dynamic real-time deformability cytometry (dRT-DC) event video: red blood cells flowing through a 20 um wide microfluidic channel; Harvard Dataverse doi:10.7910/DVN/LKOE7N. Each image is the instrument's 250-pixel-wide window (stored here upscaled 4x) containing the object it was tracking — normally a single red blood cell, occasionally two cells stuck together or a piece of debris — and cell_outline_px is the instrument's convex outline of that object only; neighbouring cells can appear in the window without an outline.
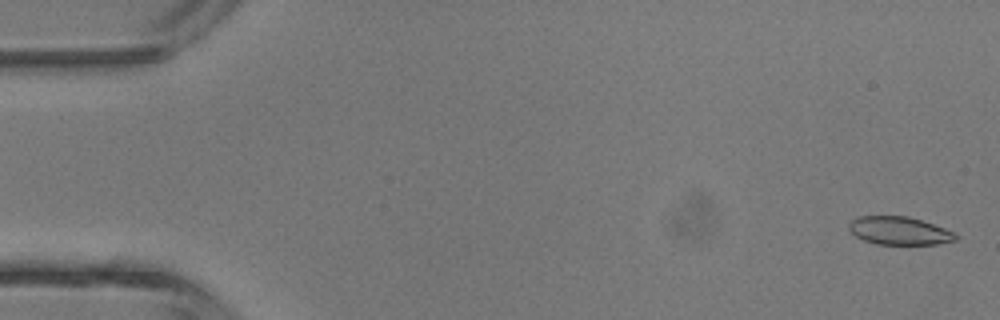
{"species": "common noctule bat (a hibernating species)", "species_latin": "Nyctalus noctula", "temperature_condition": "room temperature", "stored_images_in_passage": 5, "camera_frame_rate_fps": 3000, "um_per_image_px": 0.085, "animal": {"sex": "male", "body_mass_g": 13.3}, "frame": {"image": 1, "passage_image": 1, "time_ms": 0.0, "image_size_px": [1000, 320], "cell_outline_px": [[960, 236], [956, 240], [936, 244], [876, 244], [864, 240], [856, 236], [848, 228], [848, 224], [856, 216], [908, 216], [956, 232]], "centroid_in_image_um": [76.45, 19.61], "position_along_channel_um": 8.6, "area_um2": 17.46}}
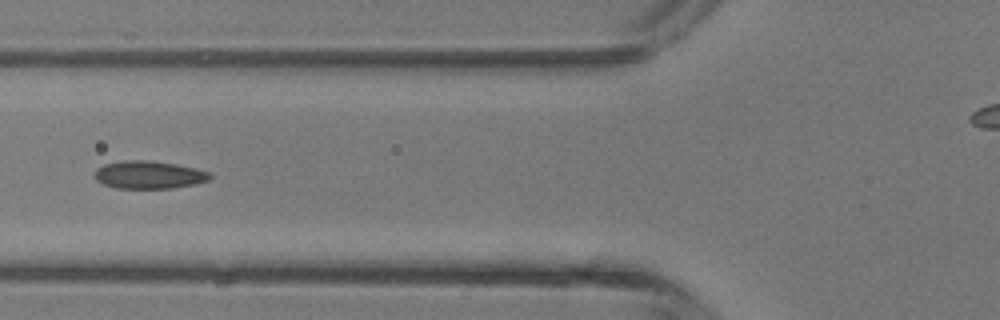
{"frame": {"image": 2, "passage_image": 5, "time_ms": 5.333, "image_size_px": [1000, 320], "cell_outline_px": [[212, 176], [208, 180], [196, 184], [172, 188], [116, 188], [104, 184], [96, 180], [96, 168], [104, 164], [124, 160], [148, 160], [176, 164], [196, 168], [208, 172]], "centroid_in_image_um": [12.66, 14.85], "position_along_channel_um": 113.1, "area_um2": 18.61}}